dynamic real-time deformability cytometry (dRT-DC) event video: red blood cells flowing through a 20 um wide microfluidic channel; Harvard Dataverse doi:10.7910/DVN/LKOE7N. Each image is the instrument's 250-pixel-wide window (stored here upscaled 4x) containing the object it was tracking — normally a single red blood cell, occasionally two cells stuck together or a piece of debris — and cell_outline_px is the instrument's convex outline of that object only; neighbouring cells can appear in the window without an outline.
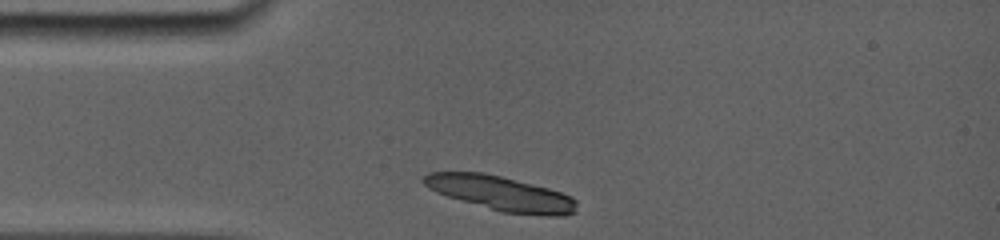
{"species": "common noctule bat (a hibernating species)", "species_latin": "Nyctalus noctula", "temperature_condition": "room temperature", "stored_images_in_passage": 1, "camera_frame_rate_fps": 5000, "um_per_image_px": 0.085, "animal": {"sex": "female", "body_mass_g": 19.0, "forearm_length_mm": 56.7}, "frame": {"image": 1, "passage_image": 1, "time_ms": 0.0, "image_size_px": [1000, 240], "cell_outline_px": [[576, 212], [564, 216], [548, 216], [500, 212], [448, 196], [436, 192], [424, 184], [420, 180], [428, 172], [484, 172], [548, 188], [572, 196], [576, 200]], "centroid_in_image_um": [42.59, 16.44], "position_along_channel_um": 42.4, "area_um2": 30.75}}